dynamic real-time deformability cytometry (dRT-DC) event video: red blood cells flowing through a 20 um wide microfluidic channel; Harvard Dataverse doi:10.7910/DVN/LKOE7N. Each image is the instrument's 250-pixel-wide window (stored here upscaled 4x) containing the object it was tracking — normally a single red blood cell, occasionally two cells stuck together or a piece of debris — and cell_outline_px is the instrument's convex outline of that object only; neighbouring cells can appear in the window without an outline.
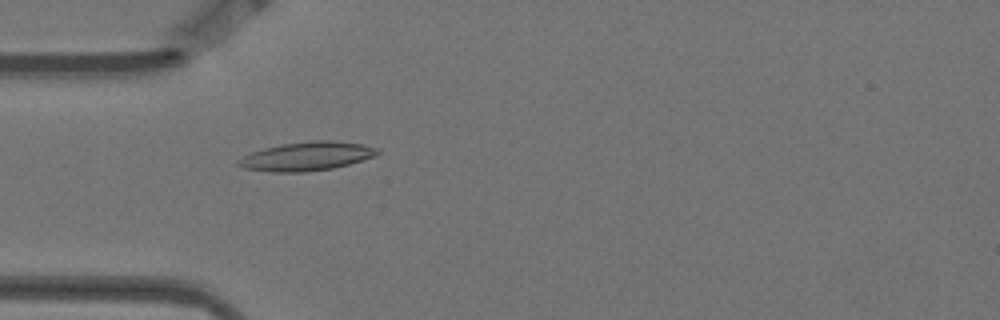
{"species": "Egyptian fruit bat (a non-hibernating species)", "species_latin": "Rousettus aegyptiacus", "temperature_condition": "warm", "stored_images_in_passage": 5, "camera_frame_rate_fps": 3000, "um_per_image_px": 0.085, "animal": {"sex": "female"}, "frame": {"image": 1, "passage_image": 5, "time_ms": 1.333, "image_size_px": [1000, 320], "cell_outline_px": [[380, 152], [376, 156], [348, 164], [332, 168], [304, 172], [272, 172], [244, 168], [236, 164], [236, 160], [252, 152], [264, 148], [284, 144], [312, 140], [332, 140], [364, 144], [380, 148]], "centroid_in_image_um": [26.11, 13.28], "position_along_channel_um": 58.9, "area_um2": 23.35}}